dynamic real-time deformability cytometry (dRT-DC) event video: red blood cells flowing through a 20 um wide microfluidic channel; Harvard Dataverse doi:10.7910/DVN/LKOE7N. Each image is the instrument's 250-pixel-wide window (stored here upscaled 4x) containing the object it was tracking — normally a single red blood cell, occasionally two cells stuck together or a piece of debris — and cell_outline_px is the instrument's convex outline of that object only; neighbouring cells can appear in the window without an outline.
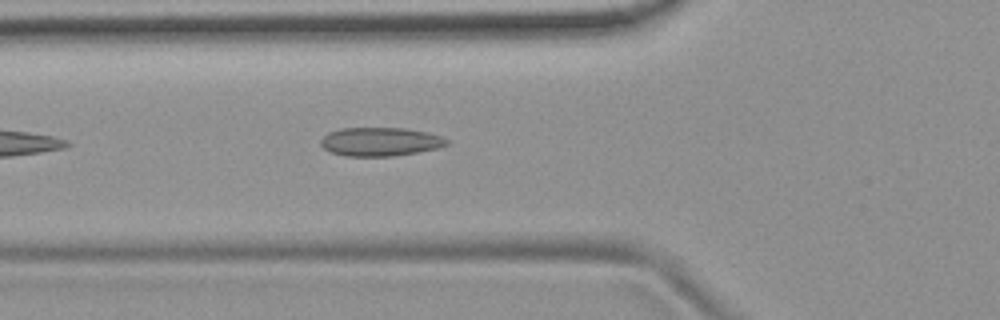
{"species": "common noctule bat (a hibernating species)", "species_latin": "Nyctalus noctula", "temperature_condition": "room temperature", "stored_images_in_passage": 13, "camera_frame_rate_fps": 3000, "um_per_image_px": 0.085, "animal": {"sex": "female", "body_mass_g": 19.9}, "frame": {"image": 1, "passage_image": 6, "time_ms": 1.667, "image_size_px": [1000, 320], "cell_outline_px": [[448, 144], [436, 148], [416, 152], [392, 156], [344, 156], [328, 152], [320, 144], [320, 140], [328, 132], [340, 128], [404, 128], [428, 132], [440, 136], [448, 140]], "centroid_in_image_um": [32.26, 12.04], "position_along_channel_um": 93.5, "area_um2": 21.04}}